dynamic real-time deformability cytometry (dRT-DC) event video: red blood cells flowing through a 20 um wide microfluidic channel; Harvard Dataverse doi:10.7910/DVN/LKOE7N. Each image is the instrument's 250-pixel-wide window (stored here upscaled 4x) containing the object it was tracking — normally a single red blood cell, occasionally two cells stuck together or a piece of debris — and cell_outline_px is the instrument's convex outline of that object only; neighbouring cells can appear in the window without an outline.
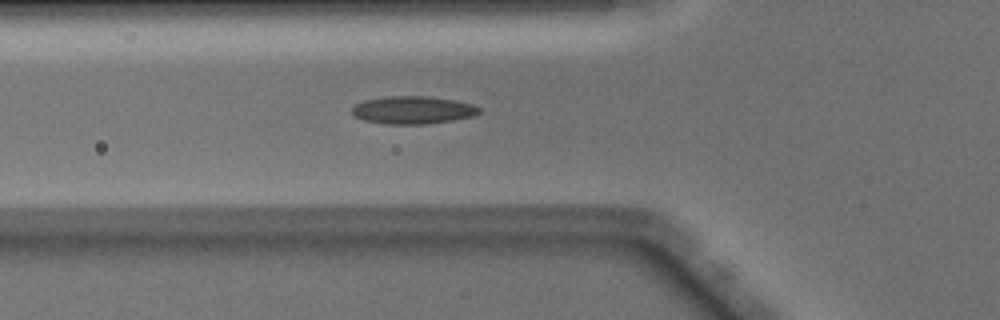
{"species": "Egyptian fruit bat (a non-hibernating species)", "species_latin": "Rousettus aegyptiacus", "temperature_condition": "warm", "stored_images_in_passage": 30, "camera_frame_rate_fps": 3000, "um_per_image_px": 0.085, "animal": {"sex": "male"}, "frame": {"image": 1, "passage_image": 2, "time_ms": 0.333, "image_size_px": [1000, 320], "cell_outline_px": [[480, 112], [472, 116], [452, 120], [424, 124], [384, 124], [364, 120], [356, 116], [352, 112], [352, 108], [356, 104], [364, 100], [388, 96], [428, 96], [456, 100], [472, 104], [480, 108]], "centroid_in_image_um": [35.09, 9.35], "position_along_channel_um": 90.7, "area_um2": 20.46}}
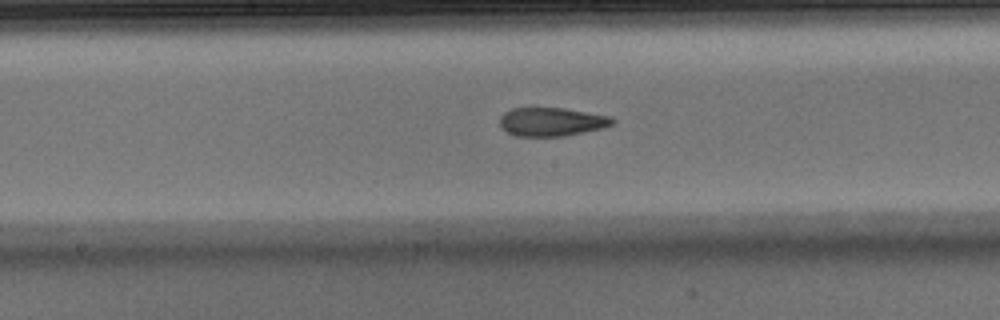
{"frame": {"image": 2, "passage_image": 10, "time_ms": 3.0, "image_size_px": [1000, 320], "cell_outline_px": [[616, 124], [584, 132], [564, 136], [516, 136], [500, 128], [500, 116], [504, 112], [512, 108], [564, 108], [612, 116], [616, 120]], "centroid_in_image_um": [46.9, 10.35], "position_along_channel_um": 201.3, "area_um2": 18.9}}
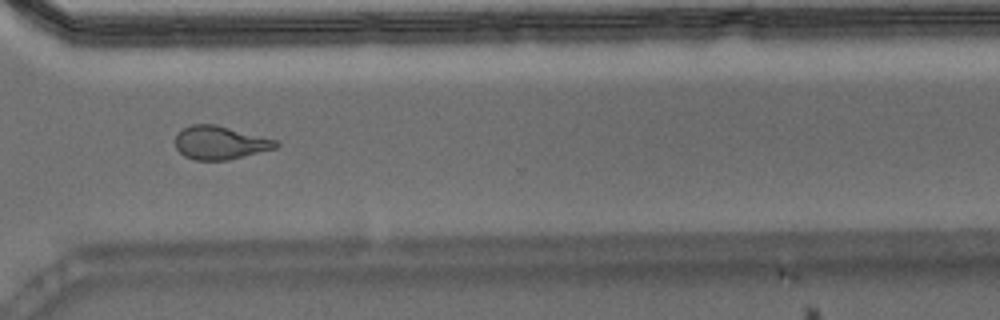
{"frame": {"image": 3, "passage_image": 21, "time_ms": 6.667, "image_size_px": [1000, 320], "cell_outline_px": [[280, 144], [276, 148], [228, 160], [196, 160], [184, 156], [176, 148], [176, 132], [192, 124], [216, 124], [276, 140]], "centroid_in_image_um": [18.69, 12.13], "position_along_channel_um": 351.9, "area_um2": 19.48}}